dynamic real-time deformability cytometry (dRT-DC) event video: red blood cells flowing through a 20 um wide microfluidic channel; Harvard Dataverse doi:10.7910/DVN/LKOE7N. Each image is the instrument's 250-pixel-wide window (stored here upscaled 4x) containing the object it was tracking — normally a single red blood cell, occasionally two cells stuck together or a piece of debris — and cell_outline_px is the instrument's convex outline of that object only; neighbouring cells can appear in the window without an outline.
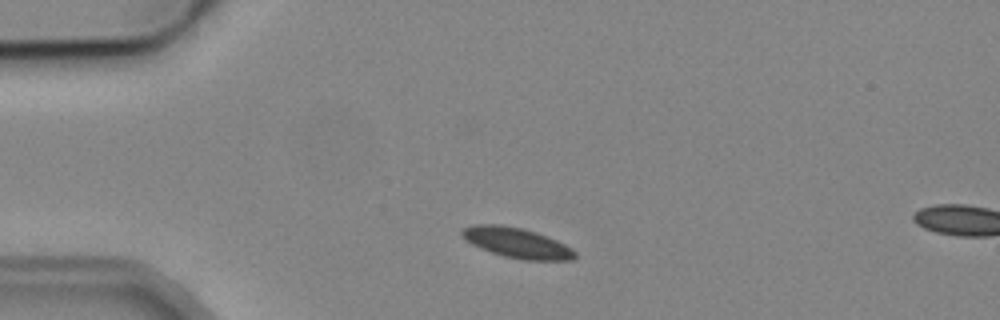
{"species": "common noctule bat (a hibernating species)", "species_latin": "Nyctalus noctula", "temperature_condition": "cold", "stored_images_in_passage": 3, "camera_frame_rate_fps": 3000, "um_per_image_px": 0.085, "animal": {"sex": "male", "body_mass_g": 19.2, "forearm_length_mm": 51.8}, "frame": {"image": 1, "passage_image": 2, "time_ms": 1.333, "image_size_px": [1000, 320], "cell_outline_px": [[576, 256], [572, 260], [524, 260], [504, 256], [480, 248], [472, 244], [460, 232], [464, 228], [472, 224], [500, 224], [520, 228], [536, 232], [556, 240], [572, 248], [576, 252]], "centroid_in_image_um": [43.95, 20.64], "position_along_channel_um": 41.1, "area_um2": 19.65}}